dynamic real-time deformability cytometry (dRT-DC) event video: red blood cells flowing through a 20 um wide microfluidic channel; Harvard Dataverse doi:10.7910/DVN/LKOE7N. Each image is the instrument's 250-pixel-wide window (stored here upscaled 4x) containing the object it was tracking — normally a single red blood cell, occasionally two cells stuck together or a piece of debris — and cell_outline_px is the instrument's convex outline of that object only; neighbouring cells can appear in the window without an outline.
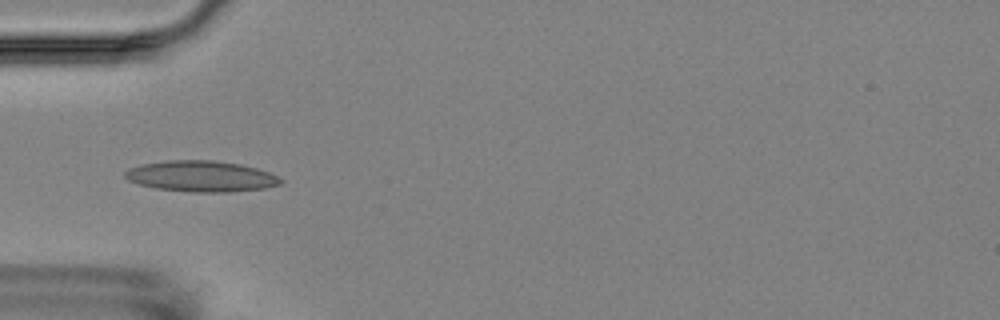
{"species": "Egyptian fruit bat (a non-hibernating species)", "species_latin": "Rousettus aegyptiacus", "temperature_condition": "room temperature", "stored_images_in_passage": 15, "camera_frame_rate_fps": 3000, "um_per_image_px": 0.085, "animal": {"sex": "female"}, "frame": {"image": 1, "passage_image": 4, "time_ms": 5.333, "image_size_px": [1000, 320], "cell_outline_px": [[284, 180], [280, 184], [264, 188], [228, 192], [192, 192], [156, 188], [140, 184], [128, 180], [124, 176], [124, 172], [128, 168], [144, 164], [168, 160], [212, 160], [240, 164], [256, 168], [268, 172]], "centroid_in_image_um": [17.09, 14.98], "position_along_channel_um": 67.9, "area_um2": 27.86}}
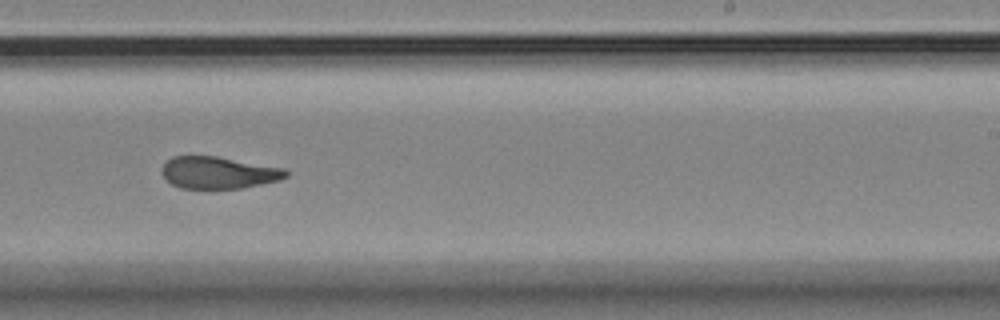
{"frame": {"image": 2, "passage_image": 9, "time_ms": 11.0, "image_size_px": [1000, 320], "cell_outline_px": [[288, 176], [280, 180], [244, 188], [180, 188], [172, 184], [164, 176], [164, 164], [172, 156], [216, 156], [284, 168], [288, 172]], "centroid_in_image_um": [18.62, 14.67], "position_along_channel_um": 270.4, "area_um2": 22.89}}
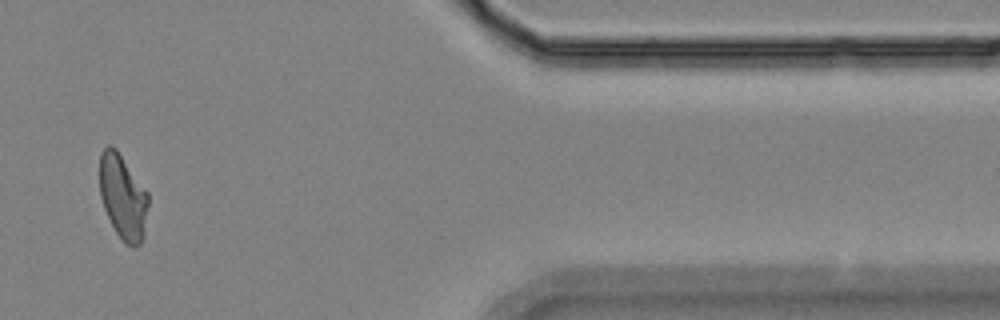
{"frame": {"image": 3, "passage_image": 13, "time_ms": 15.667, "image_size_px": [1000, 320], "cell_outline_px": [[148, 204], [144, 236], [140, 244], [136, 248], [132, 248], [116, 232], [104, 208], [100, 196], [100, 152], [108, 144], [112, 144], [116, 148], [148, 192]], "centroid_in_image_um": [10.45, 16.71], "position_along_channel_um": 400.9, "area_um2": 23.99}, "authors_computed_cell_mechanics": {"area_um2": 24.0448, "velocity_mm_per_s": 3.5712, "shape_relaxation_time_tau1_ms": null, "shape_relaxation_time_tau2_ms": 2.2283, "deformation_change_tau1": null, "deformation_change_tau2": 0.0671}}